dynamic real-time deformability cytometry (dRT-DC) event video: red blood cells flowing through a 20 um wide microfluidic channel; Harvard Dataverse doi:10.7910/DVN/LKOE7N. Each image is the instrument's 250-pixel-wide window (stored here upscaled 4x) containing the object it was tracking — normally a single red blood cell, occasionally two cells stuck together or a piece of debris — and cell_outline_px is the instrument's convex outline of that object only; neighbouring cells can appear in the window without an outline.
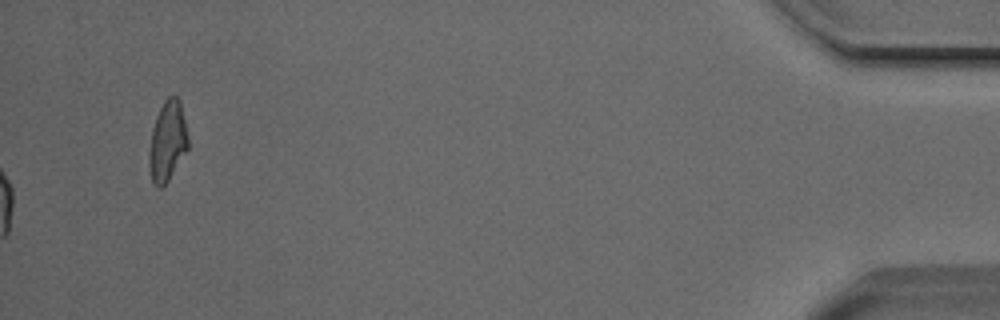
{"species": "Egyptian fruit bat (a non-hibernating species)", "species_latin": "Rousettus aegyptiacus", "temperature_condition": "cold", "stored_images_in_passage": 47, "camera_frame_rate_fps": 3000, "um_per_image_px": 0.085, "animal": {"sex": "male"}, "frame": {"image": 1, "passage_image": 47, "time_ms": 15.333, "image_size_px": [1000, 320], "cell_outline_px": [[188, 148], [168, 180], [160, 188], [156, 188], [152, 184], [148, 164], [148, 156], [152, 128], [156, 116], [164, 100], [168, 96], [176, 96], [180, 100], [188, 136]], "centroid_in_image_um": [14.21, 12.02], "position_along_channel_um": 421.0, "area_um2": 18.26}, "authors_computed_cell_mechanics": {"area_um2": 20.0566, "velocity_mm_per_s": 3.8228, "shape_relaxation_time_tau1_ms": 3.8786, "shape_relaxation_time_tau2_ms": 2.1143, "deformation_change_tau1": 0.1281, "deformation_change_tau2": 0.06}}